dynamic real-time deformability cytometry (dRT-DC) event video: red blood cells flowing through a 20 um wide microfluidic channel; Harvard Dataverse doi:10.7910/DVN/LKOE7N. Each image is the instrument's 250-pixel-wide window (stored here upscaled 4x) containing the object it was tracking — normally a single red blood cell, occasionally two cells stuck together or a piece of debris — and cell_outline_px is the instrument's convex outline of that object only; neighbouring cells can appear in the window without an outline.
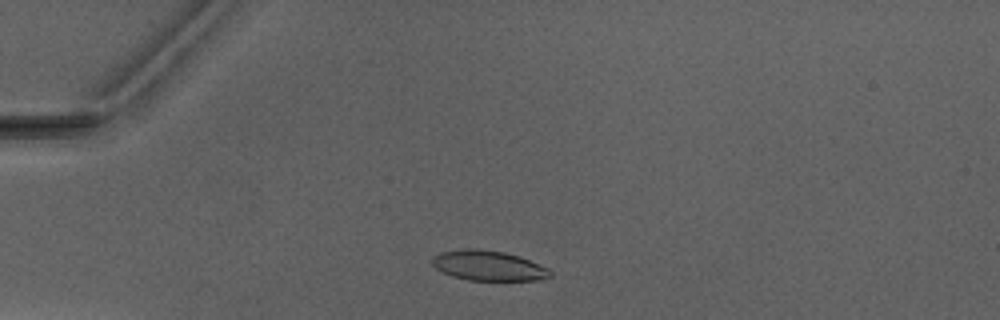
{"species": "Egyptian fruit bat (a non-hibernating species)", "species_latin": "Rousettus aegyptiacus", "temperature_condition": "warm", "stored_images_in_passage": 3, "camera_frame_rate_fps": 3000, "um_per_image_px": 0.085, "animal": {"sex": "male"}, "frame": {"image": 1, "passage_image": 2, "time_ms": 1.333, "image_size_px": [1000, 320], "cell_outline_px": [[552, 276], [536, 280], [468, 280], [452, 276], [436, 268], [432, 264], [432, 256], [440, 252], [464, 248], [468, 248], [504, 252], [528, 260], [548, 268], [552, 272]], "centroid_in_image_um": [41.48, 22.58], "position_along_channel_um": 43.5, "area_um2": 20.4}}